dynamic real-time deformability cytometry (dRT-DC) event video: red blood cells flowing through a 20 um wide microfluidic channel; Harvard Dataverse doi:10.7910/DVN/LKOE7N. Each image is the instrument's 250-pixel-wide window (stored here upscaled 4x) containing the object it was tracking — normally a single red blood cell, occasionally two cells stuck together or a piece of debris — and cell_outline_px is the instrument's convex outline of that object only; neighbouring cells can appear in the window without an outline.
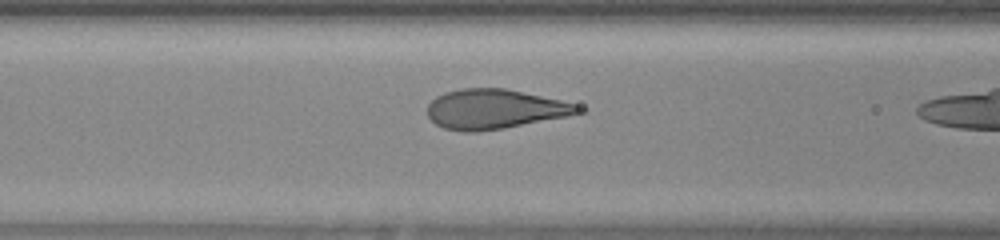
{"species": "human", "species_latin": "Homo sapiens", "temperature_condition": "warm", "stored_images_in_passage": 35, "camera_frame_rate_fps": 3000, "um_per_image_px": 0.085, "donor": {"sex": "female"}, "frame": {"image": 1, "passage_image": 16, "time_ms": 5.0, "image_size_px": [1000, 240], "cell_outline_px": [[588, 108], [584, 112], [568, 116], [504, 128], [476, 132], [464, 132], [444, 128], [436, 124], [428, 116], [428, 104], [436, 96], [444, 92], [460, 88], [504, 88], [560, 100], [576, 104]], "centroid_in_image_um": [42.07, 9.27], "position_along_channel_um": 124.5, "area_um2": 34.91}}
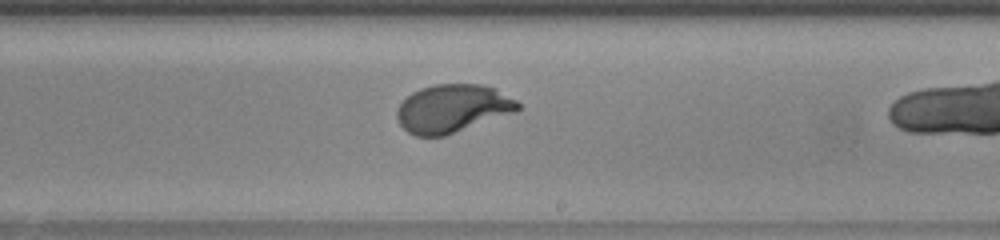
{"frame": {"image": 2, "passage_image": 25, "time_ms": 8.0, "image_size_px": [1000, 240], "cell_outline_px": [[520, 108], [516, 112], [444, 136], [416, 136], [408, 132], [400, 124], [396, 116], [396, 108], [412, 92], [420, 88], [436, 84], [480, 84], [496, 88], [516, 100], [520, 104]], "centroid_in_image_um": [38.47, 9.22], "position_along_channel_um": 250.5, "area_um2": 33.93}}